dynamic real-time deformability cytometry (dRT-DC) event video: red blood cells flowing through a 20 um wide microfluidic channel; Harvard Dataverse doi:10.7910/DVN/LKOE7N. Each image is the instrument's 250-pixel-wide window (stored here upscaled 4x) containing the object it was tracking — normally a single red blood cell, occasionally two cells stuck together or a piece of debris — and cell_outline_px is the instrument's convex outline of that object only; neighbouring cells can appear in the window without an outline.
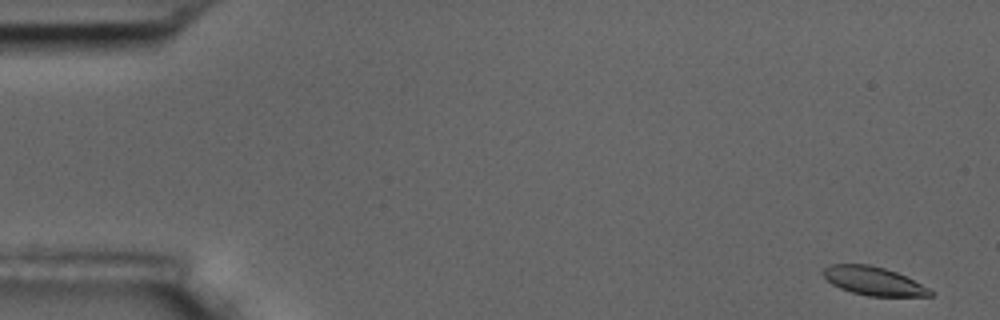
{"species": "common noctule bat (a hibernating species)", "species_latin": "Nyctalus noctula", "temperature_condition": "room temperature", "stored_images_in_passage": 5, "camera_frame_rate_fps": 3000, "um_per_image_px": 0.085, "animal": {"sex": "male", "body_mass_g": 17.5, "forearm_length_mm": 52.3}, "frame": {"image": 1, "passage_image": 1, "time_ms": 0.0, "image_size_px": [1000, 320], "cell_outline_px": [[936, 292], [932, 296], [868, 296], [852, 292], [840, 288], [832, 284], [824, 276], [824, 268], [832, 264], [868, 264], [884, 268], [896, 272]], "centroid_in_image_um": [74.26, 23.89], "position_along_channel_um": 10.7, "area_um2": 17.51}}
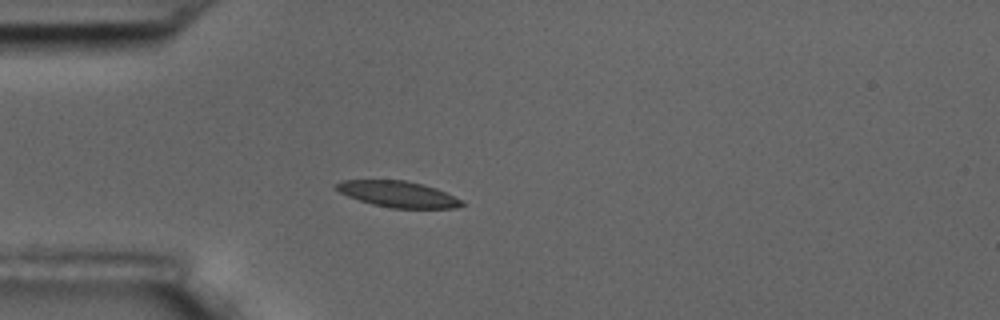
{"frame": {"image": 2, "passage_image": 5, "time_ms": 4.667, "image_size_px": [1000, 320], "cell_outline_px": [[468, 204], [456, 208], [392, 208], [372, 204], [348, 196], [340, 192], [332, 184], [340, 180], [404, 180], [424, 184], [436, 188], [464, 200]], "centroid_in_image_um": [33.87, 16.5], "position_along_channel_um": 51.1, "area_um2": 19.31}}